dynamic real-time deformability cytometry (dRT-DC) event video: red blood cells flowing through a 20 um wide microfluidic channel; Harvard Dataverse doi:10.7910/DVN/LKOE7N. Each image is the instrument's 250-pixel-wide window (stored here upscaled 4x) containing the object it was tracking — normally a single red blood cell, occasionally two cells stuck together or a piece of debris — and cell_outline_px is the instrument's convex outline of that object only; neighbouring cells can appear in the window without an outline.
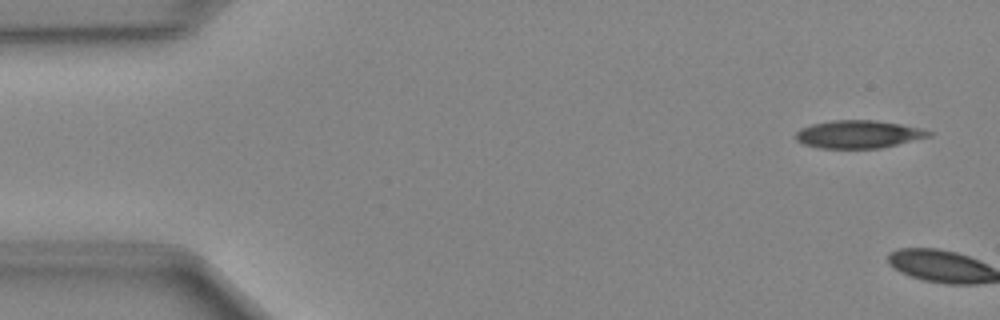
{"species": "Egyptian fruit bat (a non-hibernating species)", "species_latin": "Rousettus aegyptiacus", "temperature_condition": "cold", "stored_images_in_passage": 3, "camera_frame_rate_fps": 3000, "um_per_image_px": 0.085, "animal": {"sex": "female"}, "frame": {"image": 1, "passage_image": 1, "time_ms": 0.0, "image_size_px": [1000, 320], "cell_outline_px": [[932, 136], [880, 148], [820, 148], [804, 144], [796, 140], [796, 132], [800, 128], [812, 124], [832, 120], [876, 120], [900, 124], [920, 128], [932, 132]], "centroid_in_image_um": [72.96, 11.41], "position_along_channel_um": 12.0, "area_um2": 21.5}}